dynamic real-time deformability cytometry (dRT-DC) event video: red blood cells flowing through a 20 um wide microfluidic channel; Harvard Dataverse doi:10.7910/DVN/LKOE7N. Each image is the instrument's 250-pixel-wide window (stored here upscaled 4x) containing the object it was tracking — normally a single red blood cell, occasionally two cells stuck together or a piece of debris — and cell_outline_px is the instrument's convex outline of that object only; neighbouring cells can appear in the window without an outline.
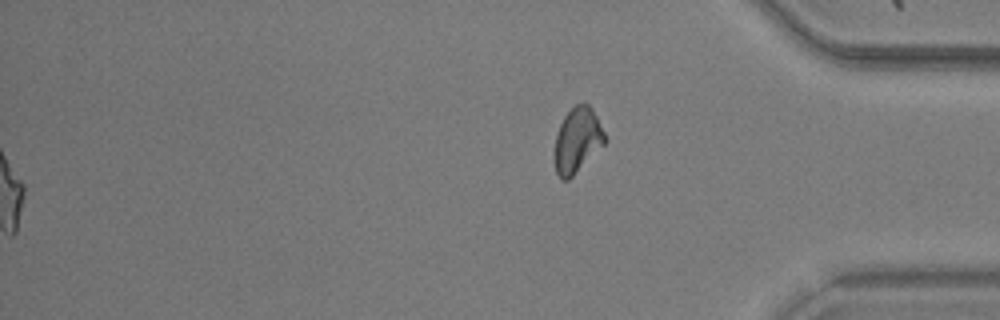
{"species": "common noctule bat (a hibernating species)", "species_latin": "Nyctalus noctula", "temperature_condition": "warm", "stored_images_in_passage": 50, "segment_of_instrument_passage": [2, 2], "camera_frame_rate_fps": 3000, "um_per_image_px": 0.085, "animal": {"sex": "male", "body_mass_g": 20.5, "forearm_length_mm": 52.5}, "frame": {"image": 1, "passage_image": 50, "time_ms": 16.333, "image_size_px": [1000, 320], "cell_outline_px": [[604, 144], [568, 176], [560, 176], [556, 172], [556, 140], [560, 128], [568, 112], [572, 108], [584, 104], [588, 108], [596, 120], [604, 136]], "centroid_in_image_um": [49.06, 11.9], "position_along_channel_um": 386.1, "area_um2": 16.59}}